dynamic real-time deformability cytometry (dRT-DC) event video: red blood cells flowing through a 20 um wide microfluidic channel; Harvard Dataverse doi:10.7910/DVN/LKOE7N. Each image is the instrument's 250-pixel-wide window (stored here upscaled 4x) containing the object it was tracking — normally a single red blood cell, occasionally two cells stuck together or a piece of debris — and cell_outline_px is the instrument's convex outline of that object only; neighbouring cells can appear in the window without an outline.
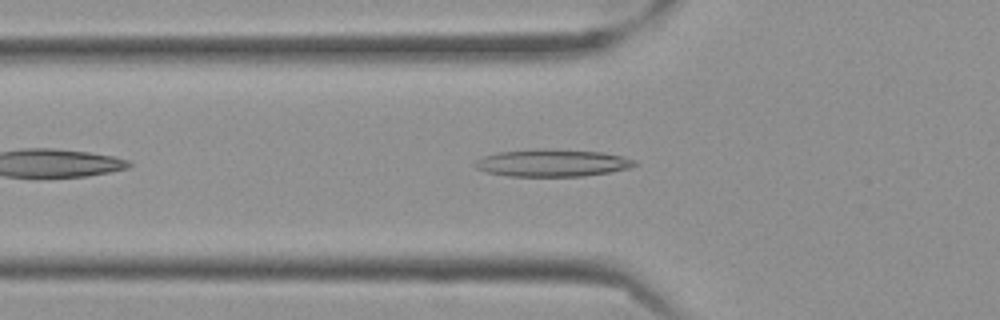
{"species": "Egyptian fruit bat (a non-hibernating species)", "species_latin": "Rousettus aegyptiacus", "temperature_condition": "cold", "stored_images_in_passage": 39, "camera_frame_rate_fps": 3000, "um_per_image_px": 0.085, "frame": {"image": 1, "passage_image": 7, "time_ms": 2.0, "image_size_px": [1000, 320], "cell_outline_px": [[640, 164], [628, 168], [608, 172], [584, 176], [508, 176], [484, 172], [476, 168], [476, 160], [484, 156], [496, 152], [544, 148], [604, 152], [624, 156], [636, 160]], "centroid_in_image_um": [46.97, 13.84], "position_along_channel_um": 78.8, "area_um2": 25.61}}
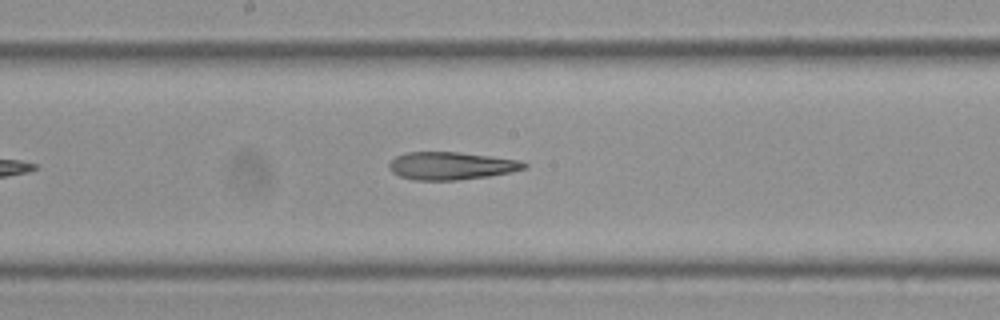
{"frame": {"image": 2, "passage_image": 18, "time_ms": 5.667, "image_size_px": [1000, 320], "cell_outline_px": [[528, 164], [524, 168], [512, 172], [488, 176], [460, 180], [412, 180], [400, 176], [392, 172], [388, 168], [388, 164], [396, 156], [408, 152], [456, 152], [488, 156], [516, 160]], "centroid_in_image_um": [38.29, 14.1], "position_along_channel_um": 209.9, "area_um2": 21.62}}
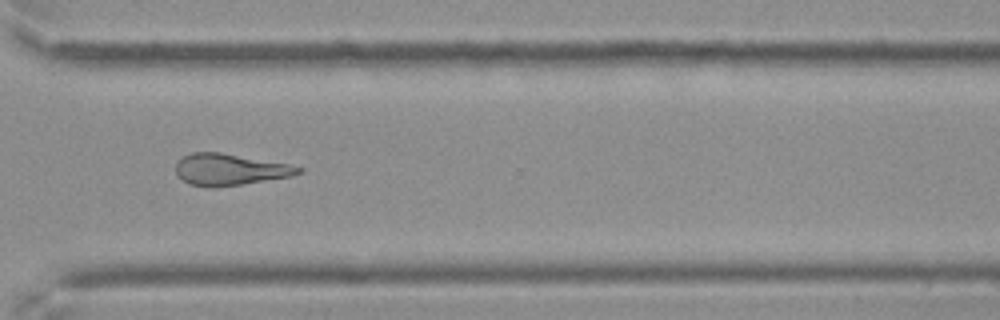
{"frame": {"image": 3, "passage_image": 30, "time_ms": 9.667, "image_size_px": [1000, 320], "cell_outline_px": [[304, 172], [292, 176], [240, 184], [212, 188], [208, 188], [188, 184], [176, 172], [176, 160], [192, 152], [220, 152], [292, 164], [304, 168]], "centroid_in_image_um": [19.56, 14.4], "position_along_channel_um": 351.0, "area_um2": 22.72}}